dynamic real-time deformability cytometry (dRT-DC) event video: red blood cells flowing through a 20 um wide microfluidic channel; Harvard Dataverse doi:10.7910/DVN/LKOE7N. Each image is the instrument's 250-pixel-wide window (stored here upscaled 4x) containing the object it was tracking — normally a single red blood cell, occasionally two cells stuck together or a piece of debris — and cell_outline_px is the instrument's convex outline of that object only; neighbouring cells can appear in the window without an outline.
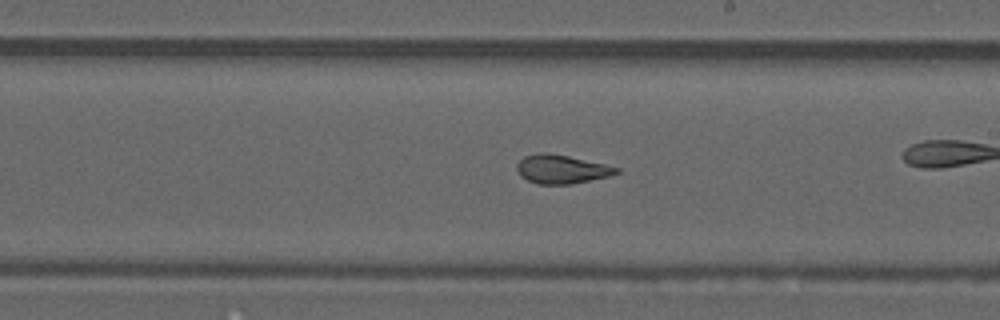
{"species": "common noctule bat (a hibernating species)", "species_latin": "Nyctalus noctula", "temperature_condition": "warm", "stored_images_in_passage": 39, "camera_frame_rate_fps": 3000, "um_per_image_px": 0.085, "animal": {"sex": "male", "forearm_length_mm": 52.5}, "frame": {"image": 1, "passage_image": 28, "time_ms": 9.0, "image_size_px": [1000, 320], "cell_outline_px": [[620, 172], [608, 176], [572, 184], [536, 184], [520, 176], [516, 168], [516, 164], [524, 156], [540, 152], [544, 152], [568, 156], [604, 164], [620, 168]], "centroid_in_image_um": [47.7, 14.38], "position_along_channel_um": 241.3, "area_um2": 16.59}}